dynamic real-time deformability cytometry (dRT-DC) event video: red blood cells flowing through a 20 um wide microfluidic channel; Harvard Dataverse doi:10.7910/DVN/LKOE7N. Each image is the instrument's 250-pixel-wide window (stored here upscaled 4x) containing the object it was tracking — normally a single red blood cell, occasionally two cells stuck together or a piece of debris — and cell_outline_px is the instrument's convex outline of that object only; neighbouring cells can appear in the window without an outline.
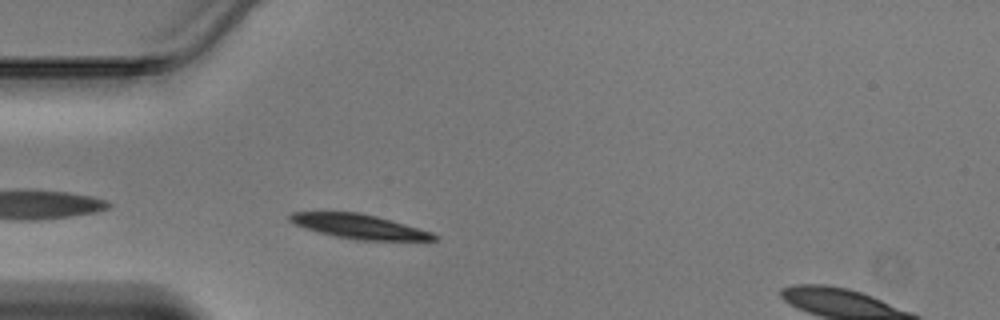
{"species": "Egyptian fruit bat (a non-hibernating species)", "species_latin": "Rousettus aegyptiacus", "temperature_condition": "warm", "stored_images_in_passage": 36, "camera_frame_rate_fps": 3000, "um_per_image_px": 0.085, "animal": {"sex": "male"}, "frame": {"image": 1, "passage_image": 2, "time_ms": 0.333, "image_size_px": [1000, 320], "cell_outline_px": [[440, 240], [356, 240], [332, 236], [304, 228], [288, 220], [288, 216], [292, 212], [360, 212], [376, 216], [432, 232], [440, 236]], "centroid_in_image_um": [30.53, 19.26], "position_along_channel_um": 54.5, "area_um2": 20.52}}
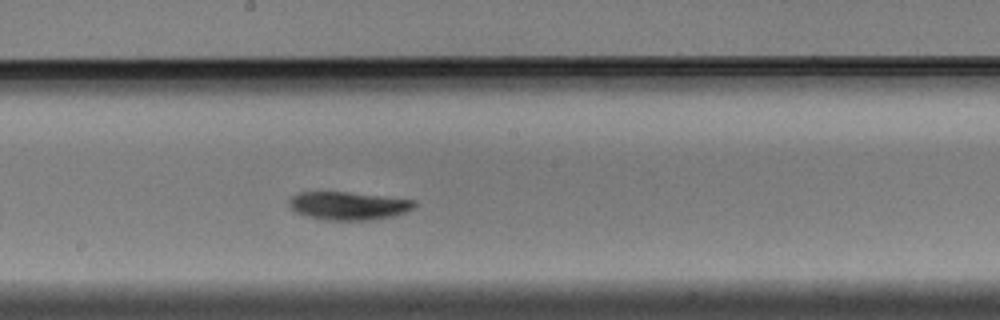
{"frame": {"image": 2, "passage_image": 14, "time_ms": 4.333, "image_size_px": [1000, 320], "cell_outline_px": [[416, 208], [408, 212], [376, 220], [324, 220], [308, 216], [296, 212], [288, 204], [288, 200], [296, 192], [348, 192], [416, 200]], "centroid_in_image_um": [29.65, 17.49], "position_along_channel_um": 218.6, "area_um2": 20.75}}
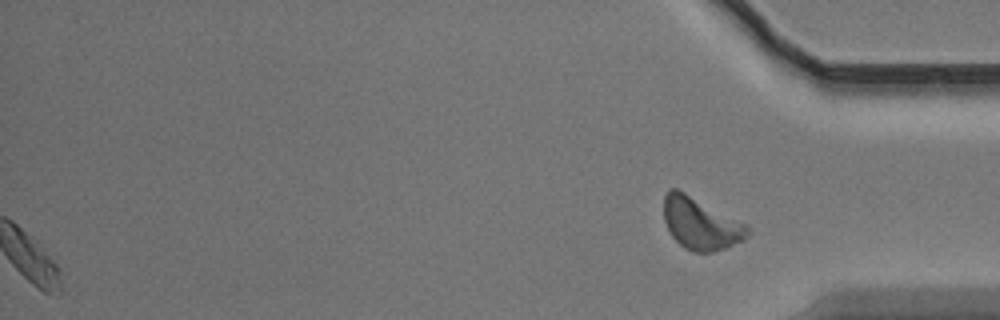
{"frame": {"image": 3, "passage_image": 36, "time_ms": 11.667, "image_size_px": [1000, 320], "cell_outline_px": [[748, 236], [744, 240], [724, 248], [712, 252], [692, 252], [684, 248], [672, 236], [664, 220], [664, 196], [668, 188], [676, 188], [684, 192], [744, 224], [748, 228]], "centroid_in_image_um": [59.5, 19.02], "position_along_channel_um": 375.7, "area_um2": 24.74}}